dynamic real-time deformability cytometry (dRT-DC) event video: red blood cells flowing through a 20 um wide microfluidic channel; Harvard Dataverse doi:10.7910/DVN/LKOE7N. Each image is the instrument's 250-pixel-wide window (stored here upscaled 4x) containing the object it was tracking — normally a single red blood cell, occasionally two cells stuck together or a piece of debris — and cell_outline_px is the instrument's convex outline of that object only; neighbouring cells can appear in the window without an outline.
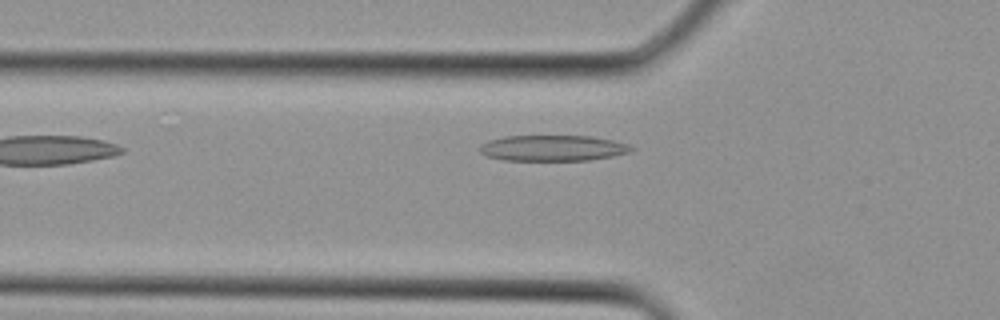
{"species": "Egyptian fruit bat (a non-hibernating species)", "species_latin": "Rousettus aegyptiacus", "temperature_condition": "cold", "stored_images_in_passage": 3, "camera_frame_rate_fps": 3000, "um_per_image_px": 0.085, "animal": {"sex": "female"}, "frame": {"image": 1, "passage_image": 3, "time_ms": 0.667, "image_size_px": [1000, 320], "cell_outline_px": [[636, 148], [628, 152], [612, 156], [588, 160], [504, 160], [484, 156], [480, 152], [480, 144], [488, 140], [504, 136], [592, 136], [612, 140], [628, 144]], "centroid_in_image_um": [46.95, 12.58], "position_along_channel_um": 78.9, "area_um2": 22.83}}